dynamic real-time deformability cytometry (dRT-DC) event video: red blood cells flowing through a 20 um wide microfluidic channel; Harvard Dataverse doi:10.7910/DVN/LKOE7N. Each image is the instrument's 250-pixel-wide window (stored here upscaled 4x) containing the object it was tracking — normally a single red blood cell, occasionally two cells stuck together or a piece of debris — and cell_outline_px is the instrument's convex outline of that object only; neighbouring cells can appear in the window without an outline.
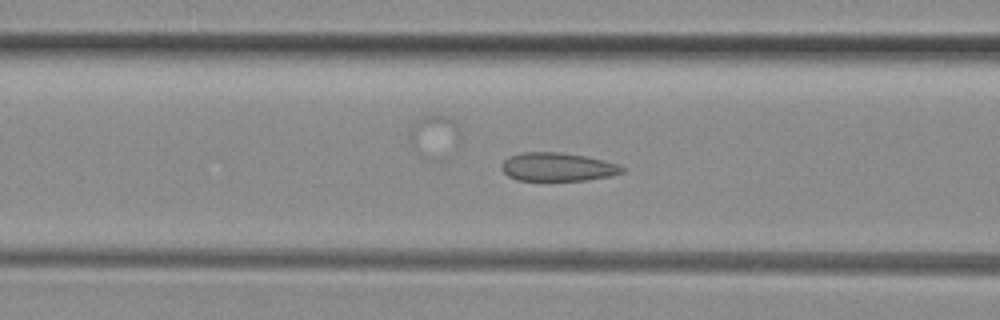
{"species": "common noctule bat (a hibernating species)", "species_latin": "Nyctalus noctula", "temperature_condition": "room temperature", "stored_images_in_passage": 48, "camera_frame_rate_fps": 3000, "um_per_image_px": 0.085, "animal": {"sex": "female", "body_mass_g": 29.2, "forearm_length_mm": 56.3}, "frame": {"image": 1, "passage_image": 17, "time_ms": 5.333, "image_size_px": [1000, 320], "cell_outline_px": [[624, 172], [608, 176], [588, 180], [516, 180], [508, 176], [500, 168], [500, 164], [508, 156], [520, 152], [560, 152], [584, 156], [616, 164], [624, 168]], "centroid_in_image_um": [47.31, 14.18], "position_along_channel_um": 119.3, "area_um2": 19.88}}
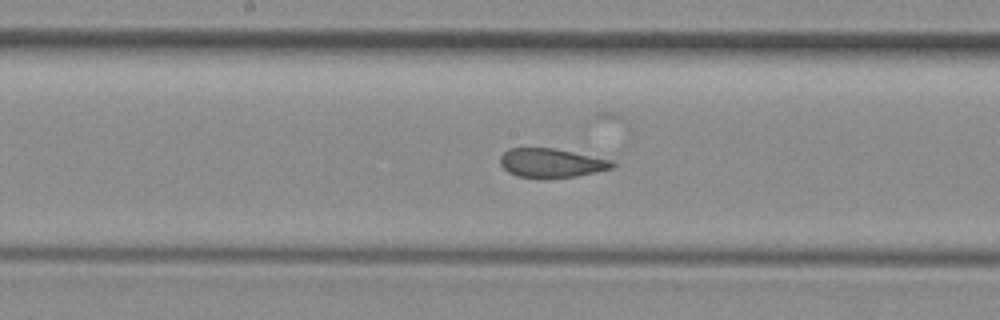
{"frame": {"image": 2, "passage_image": 23, "time_ms": 7.333, "image_size_px": [1000, 320], "cell_outline_px": [[616, 164], [612, 168], [596, 172], [576, 176], [544, 180], [516, 176], [508, 172], [500, 164], [500, 156], [508, 148], [556, 148], [612, 160]], "centroid_in_image_um": [46.84, 13.87], "position_along_channel_um": 201.4, "area_um2": 19.42}}
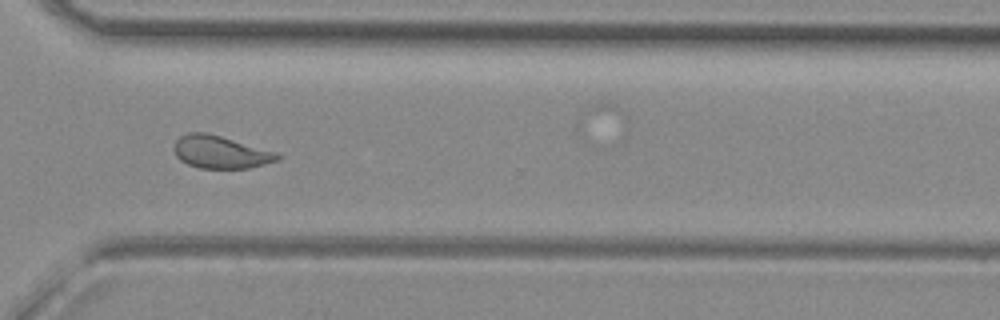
{"frame": {"image": 3, "passage_image": 34, "time_ms": 11.0, "image_size_px": [1000, 320], "cell_outline_px": [[280, 160], [248, 168], [200, 168], [188, 164], [180, 160], [176, 156], [172, 148], [176, 140], [180, 136], [188, 132], [208, 132], [276, 152], [280, 156]], "centroid_in_image_um": [18.7, 12.91], "position_along_channel_um": 351.9, "area_um2": 19.71}}